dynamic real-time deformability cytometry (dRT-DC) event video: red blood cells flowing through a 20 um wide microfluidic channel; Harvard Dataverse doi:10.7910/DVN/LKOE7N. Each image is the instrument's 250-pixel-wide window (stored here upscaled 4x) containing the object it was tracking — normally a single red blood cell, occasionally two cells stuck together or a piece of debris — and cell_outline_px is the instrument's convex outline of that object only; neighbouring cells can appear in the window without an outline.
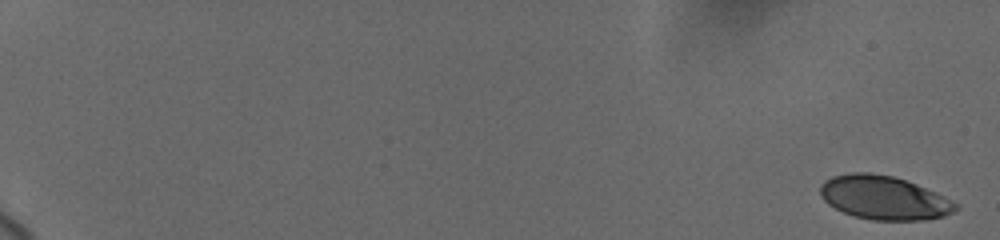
{"species": "human", "species_latin": "Homo sapiens", "temperature_condition": "cold", "stored_images_in_passage": 20, "camera_frame_rate_fps": 3000, "um_per_image_px": 0.085, "donor": {"sex": "female"}, "frame": {"image": 1, "passage_image": 1, "time_ms": 0.0, "image_size_px": [1000, 240], "cell_outline_px": [[960, 208], [944, 216], [924, 220], [872, 220], [856, 216], [844, 212], [828, 204], [820, 196], [820, 184], [824, 180], [832, 176], [852, 172], [868, 172], [892, 176], [916, 184], [936, 192], [960, 204]], "centroid_in_image_um": [75.14, 16.8], "position_along_channel_um": 9.9, "area_um2": 34.56}}
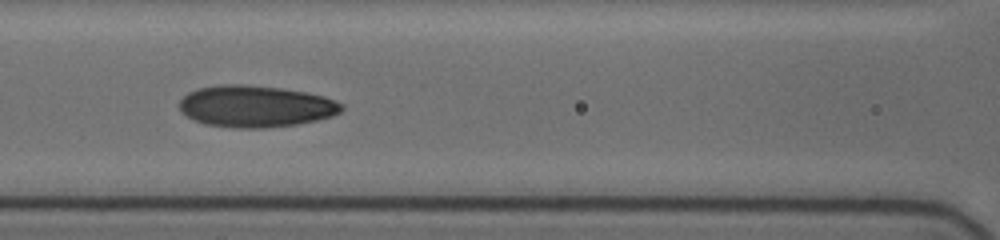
{"frame": {"image": 2, "passage_image": 15, "time_ms": 9.667, "image_size_px": [1000, 240], "cell_outline_px": [[344, 108], [340, 112], [332, 116], [316, 120], [296, 124], [268, 128], [232, 128], [204, 124], [180, 112], [180, 100], [188, 92], [196, 88], [224, 84], [244, 84], [280, 88], [308, 92], [324, 96], [336, 100], [344, 104]], "centroid_in_image_um": [21.74, 9.03], "position_along_channel_um": 144.9, "area_um2": 39.65}}
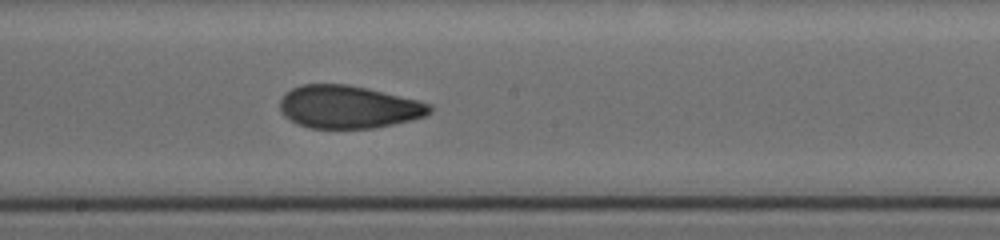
{"frame": {"image": 3, "passage_image": 20, "time_ms": 11.667, "image_size_px": [1000, 240], "cell_outline_px": [[432, 112], [424, 116], [392, 124], [372, 128], [308, 128], [296, 124], [284, 116], [280, 112], [280, 100], [284, 92], [300, 84], [348, 84], [368, 88], [432, 104]], "centroid_in_image_um": [29.56, 9.08], "position_along_channel_um": 218.6, "area_um2": 37.45}}